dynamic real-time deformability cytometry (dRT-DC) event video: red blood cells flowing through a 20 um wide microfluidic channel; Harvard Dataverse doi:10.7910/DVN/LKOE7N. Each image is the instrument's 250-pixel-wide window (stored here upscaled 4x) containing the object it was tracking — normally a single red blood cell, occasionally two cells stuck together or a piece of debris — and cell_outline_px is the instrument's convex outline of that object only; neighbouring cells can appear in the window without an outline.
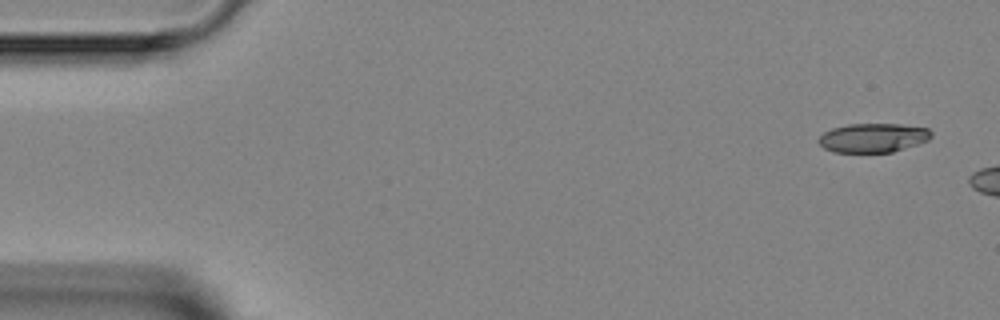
{"species": "Egyptian fruit bat (a non-hibernating species)", "species_latin": "Rousettus aegyptiacus", "temperature_condition": "room temperature", "stored_images_in_passage": 3, "camera_frame_rate_fps": 3000, "um_per_image_px": 0.085, "animal": {"sex": "female"}, "frame": {"image": 1, "passage_image": 1, "time_ms": 0.0, "image_size_px": [1000, 320], "cell_outline_px": [[932, 136], [928, 140], [892, 152], [832, 152], [824, 148], [816, 140], [824, 132], [832, 128], [848, 124], [900, 124], [928, 128], [932, 132]], "centroid_in_image_um": [74.19, 11.71], "position_along_channel_um": 10.8, "area_um2": 19.07}}